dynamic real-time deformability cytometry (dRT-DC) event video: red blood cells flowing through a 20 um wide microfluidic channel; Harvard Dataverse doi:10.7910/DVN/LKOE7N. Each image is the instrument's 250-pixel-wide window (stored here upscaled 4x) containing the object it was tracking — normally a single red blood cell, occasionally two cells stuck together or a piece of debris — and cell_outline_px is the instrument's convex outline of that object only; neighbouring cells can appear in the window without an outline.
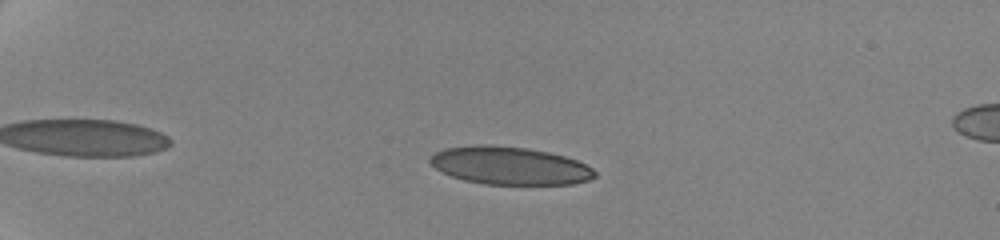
{"species": "human", "species_latin": "Homo sapiens", "temperature_condition": "cold", "stored_images_in_passage": 36, "camera_frame_rate_fps": 3000, "um_per_image_px": 0.085, "donor": {"sex": "female"}, "frame": {"image": 1, "passage_image": 8, "time_ms": 1.667, "image_size_px": [1000, 240], "cell_outline_px": [[596, 176], [588, 180], [572, 184], [484, 184], [464, 180], [452, 176], [436, 168], [428, 160], [436, 152], [444, 148], [476, 144], [488, 144], [528, 148], [548, 152], [564, 156], [576, 160], [592, 168], [596, 172]], "centroid_in_image_um": [43.32, 14.07], "position_along_channel_um": 41.7, "area_um2": 36.24}}
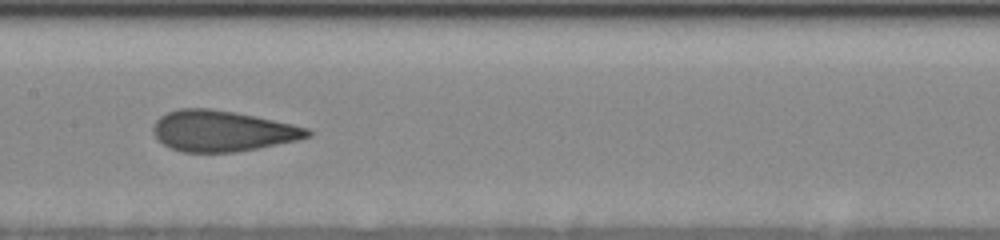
{"frame": {"image": 2, "passage_image": 20, "time_ms": 7.667, "image_size_px": [1000, 240], "cell_outline_px": [[312, 136], [296, 140], [260, 148], [236, 152], [180, 152], [164, 144], [152, 132], [152, 128], [156, 120], [160, 116], [168, 112], [180, 108], [212, 108], [236, 112], [256, 116], [292, 124], [308, 128], [312, 132]], "centroid_in_image_um": [18.9, 11.13], "position_along_channel_um": 188.5, "area_um2": 36.82}}
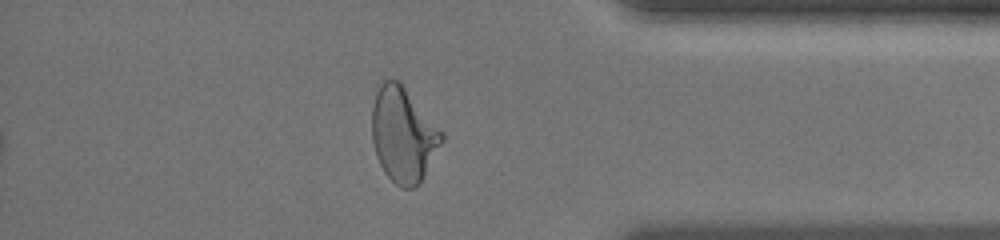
{"frame": {"image": 3, "passage_image": 32, "time_ms": 14.0, "image_size_px": [1000, 240], "cell_outline_px": [[444, 140], [420, 184], [412, 188], [400, 188], [384, 172], [376, 156], [372, 140], [372, 108], [376, 92], [384, 76], [400, 80], [444, 132]], "centroid_in_image_um": [34.29, 11.41], "position_along_channel_um": 400.9, "area_um2": 39.25}, "authors_computed_cell_mechanics": {"area_um2": 36.8764, "velocity_mm_per_s": 3.5378, "shape_relaxation_time_tau1_ms": 8.2642, "shape_relaxation_time_tau2_ms": 0.8619, "deformation_change_tau1": 0.1914, "deformation_change_tau2": 0.052}}